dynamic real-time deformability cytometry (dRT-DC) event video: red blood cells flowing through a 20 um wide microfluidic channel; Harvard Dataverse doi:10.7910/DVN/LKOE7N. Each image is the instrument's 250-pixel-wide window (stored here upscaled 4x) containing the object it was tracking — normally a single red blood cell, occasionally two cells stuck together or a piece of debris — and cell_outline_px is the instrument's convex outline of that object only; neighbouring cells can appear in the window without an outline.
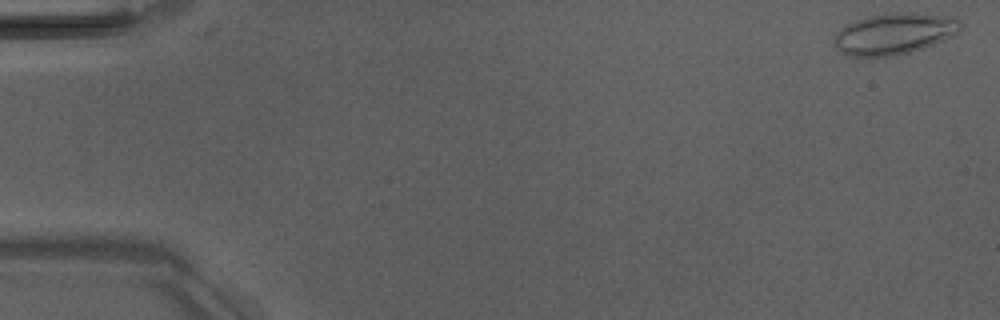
{"species": "Egyptian fruit bat (a non-hibernating species)", "species_latin": "Rousettus aegyptiacus", "temperature_condition": "room temperature", "stored_images_in_passage": 4, "camera_frame_rate_fps": 3000, "um_per_image_px": 0.085, "animal": {"sex": "male"}, "frame": {"image": 1, "passage_image": 1, "time_ms": 0.0, "image_size_px": [1000, 320], "cell_outline_px": [[964, 24], [952, 36], [932, 44], [908, 52], [892, 56], [844, 56], [832, 44], [836, 32], [844, 24], [868, 16], [884, 12], [916, 12], [956, 16]], "centroid_in_image_um": [75.98, 2.83], "position_along_channel_um": 9.0, "area_um2": 30.92}}